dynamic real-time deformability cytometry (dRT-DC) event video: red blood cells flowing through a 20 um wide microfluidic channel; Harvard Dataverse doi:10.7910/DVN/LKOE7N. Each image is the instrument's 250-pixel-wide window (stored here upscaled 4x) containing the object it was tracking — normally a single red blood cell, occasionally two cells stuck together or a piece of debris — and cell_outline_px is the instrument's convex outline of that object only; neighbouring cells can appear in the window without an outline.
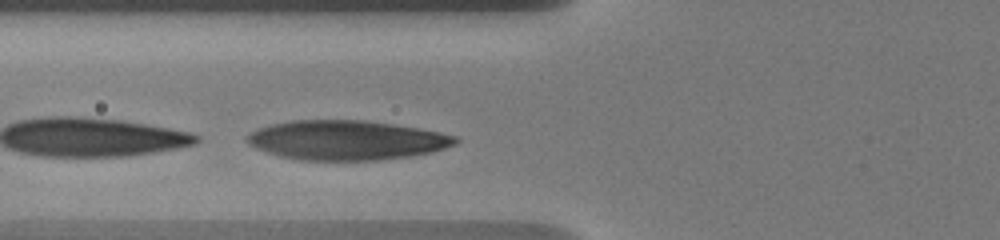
{"species": "human", "species_latin": "Homo sapiens", "temperature_condition": "warm", "stored_images_in_passage": 5, "camera_frame_rate_fps": 3000, "um_per_image_px": 0.085, "donor": {"sex": "male"}, "frame": {"image": 1, "passage_image": 5, "time_ms": 1.333, "image_size_px": [1000, 240], "cell_outline_px": [[460, 140], [456, 144], [432, 152], [408, 156], [380, 160], [300, 160], [280, 156], [256, 148], [248, 144], [244, 140], [244, 136], [260, 128], [272, 124], [292, 120], [364, 120], [392, 124], [440, 132], [456, 136]], "centroid_in_image_um": [29.44, 11.91], "position_along_channel_um": 96.4, "area_um2": 47.86}}